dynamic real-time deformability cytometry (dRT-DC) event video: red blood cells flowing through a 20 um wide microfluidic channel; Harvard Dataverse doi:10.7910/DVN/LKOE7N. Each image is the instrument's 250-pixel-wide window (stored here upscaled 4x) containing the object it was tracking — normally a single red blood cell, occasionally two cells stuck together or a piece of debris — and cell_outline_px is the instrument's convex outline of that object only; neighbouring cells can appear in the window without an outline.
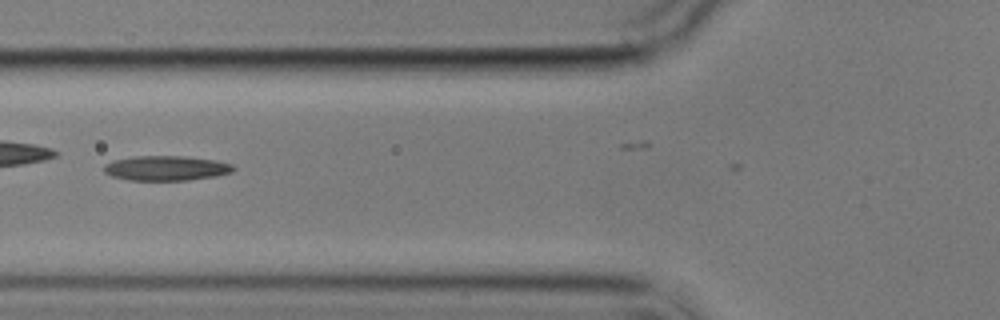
{"species": "common noctule bat (a hibernating species)", "species_latin": "Nyctalus noctula", "temperature_condition": "cold", "stored_images_in_passage": 5, "camera_frame_rate_fps": 3000, "um_per_image_px": 0.085, "animal": {"sex": "male", "body_mass_g": 17.9}, "frame": {"image": 1, "passage_image": 4, "time_ms": 3.333, "image_size_px": [1000, 320], "cell_outline_px": [[236, 168], [232, 172], [216, 176], [188, 180], [128, 180], [112, 176], [104, 172], [104, 164], [112, 160], [132, 156], [184, 156], [212, 160], [232, 164]], "centroid_in_image_um": [14.09, 14.29], "position_along_channel_um": 111.7, "area_um2": 18.73}}